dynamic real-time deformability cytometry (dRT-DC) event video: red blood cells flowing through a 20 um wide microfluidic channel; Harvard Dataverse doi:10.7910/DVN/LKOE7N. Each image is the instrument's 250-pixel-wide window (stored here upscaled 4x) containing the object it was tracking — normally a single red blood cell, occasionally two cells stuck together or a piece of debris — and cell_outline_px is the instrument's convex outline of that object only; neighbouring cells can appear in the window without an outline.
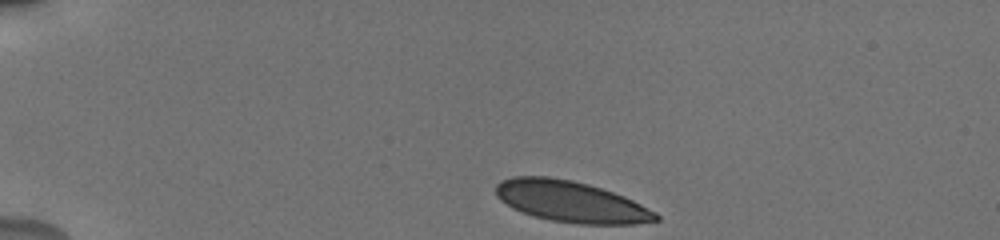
{"species": "human", "species_latin": "Homo sapiens", "temperature_condition": "cold", "stored_images_in_passage": 9, "camera_frame_rate_fps": 3000, "um_per_image_px": 0.085, "donor": {"sex": "male"}, "frame": {"image": 1, "passage_image": 1, "time_ms": 0.0, "image_size_px": [1000, 240], "cell_outline_px": [[660, 220], [636, 224], [580, 224], [552, 220], [520, 212], [512, 208], [500, 200], [496, 196], [496, 184], [500, 180], [512, 176], [548, 176], [572, 180], [588, 184], [624, 196], [656, 212], [660, 216]], "centroid_in_image_um": [48.51, 17.13], "position_along_channel_um": 36.5, "area_um2": 38.38}}
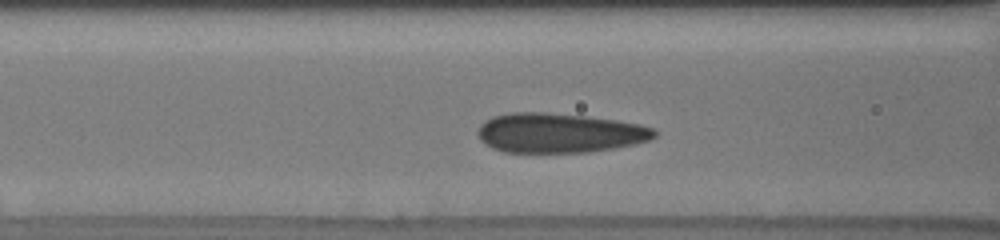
{"frame": {"image": 2, "passage_image": 6, "time_ms": 1.667, "image_size_px": [1000, 240], "cell_outline_px": [[656, 136], [648, 140], [636, 144], [588, 152], [504, 152], [492, 148], [484, 144], [480, 140], [476, 132], [480, 124], [484, 120], [492, 116], [512, 112], [544, 112], [584, 116], [616, 120], [640, 124], [652, 128], [656, 132]], "centroid_in_image_um": [47.49, 11.3], "position_along_channel_um": 119.1, "area_um2": 40.86}}
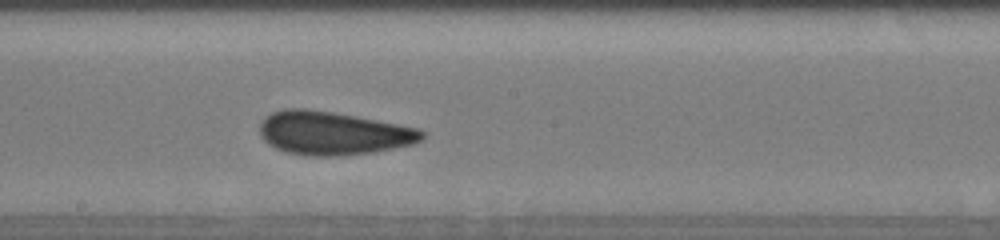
{"frame": {"image": 3, "passage_image": 9, "time_ms": 2.667, "image_size_px": [1000, 240], "cell_outline_px": [[424, 136], [420, 140], [412, 144], [372, 152], [336, 156], [308, 156], [288, 152], [276, 148], [268, 144], [260, 136], [260, 124], [264, 116], [272, 112], [284, 108], [308, 108], [356, 116], [420, 128], [424, 132]], "centroid_in_image_um": [28.27, 11.3], "position_along_channel_um": 219.9, "area_um2": 41.04}}